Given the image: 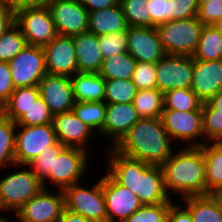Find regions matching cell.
Masks as SVG:
<instances>
[{
    "mask_svg": "<svg viewBox=\"0 0 222 222\" xmlns=\"http://www.w3.org/2000/svg\"><path fill=\"white\" fill-rule=\"evenodd\" d=\"M148 0H119L128 27H152Z\"/></svg>",
    "mask_w": 222,
    "mask_h": 222,
    "instance_id": "cell-35",
    "label": "cell"
},
{
    "mask_svg": "<svg viewBox=\"0 0 222 222\" xmlns=\"http://www.w3.org/2000/svg\"><path fill=\"white\" fill-rule=\"evenodd\" d=\"M203 26L195 16L162 23L156 26V34L166 54L193 56Z\"/></svg>",
    "mask_w": 222,
    "mask_h": 222,
    "instance_id": "cell-6",
    "label": "cell"
},
{
    "mask_svg": "<svg viewBox=\"0 0 222 222\" xmlns=\"http://www.w3.org/2000/svg\"><path fill=\"white\" fill-rule=\"evenodd\" d=\"M103 59L127 52V31H120L98 37Z\"/></svg>",
    "mask_w": 222,
    "mask_h": 222,
    "instance_id": "cell-40",
    "label": "cell"
},
{
    "mask_svg": "<svg viewBox=\"0 0 222 222\" xmlns=\"http://www.w3.org/2000/svg\"><path fill=\"white\" fill-rule=\"evenodd\" d=\"M79 3L88 11L103 10L119 3V0H78Z\"/></svg>",
    "mask_w": 222,
    "mask_h": 222,
    "instance_id": "cell-48",
    "label": "cell"
},
{
    "mask_svg": "<svg viewBox=\"0 0 222 222\" xmlns=\"http://www.w3.org/2000/svg\"><path fill=\"white\" fill-rule=\"evenodd\" d=\"M194 58L168 55L156 63V88L161 92L177 88H191Z\"/></svg>",
    "mask_w": 222,
    "mask_h": 222,
    "instance_id": "cell-13",
    "label": "cell"
},
{
    "mask_svg": "<svg viewBox=\"0 0 222 222\" xmlns=\"http://www.w3.org/2000/svg\"><path fill=\"white\" fill-rule=\"evenodd\" d=\"M127 39V52L137 62L156 64L166 55L158 40L156 27H128Z\"/></svg>",
    "mask_w": 222,
    "mask_h": 222,
    "instance_id": "cell-19",
    "label": "cell"
},
{
    "mask_svg": "<svg viewBox=\"0 0 222 222\" xmlns=\"http://www.w3.org/2000/svg\"><path fill=\"white\" fill-rule=\"evenodd\" d=\"M40 97L52 114L72 111L75 104L71 78L46 73L38 84Z\"/></svg>",
    "mask_w": 222,
    "mask_h": 222,
    "instance_id": "cell-16",
    "label": "cell"
},
{
    "mask_svg": "<svg viewBox=\"0 0 222 222\" xmlns=\"http://www.w3.org/2000/svg\"><path fill=\"white\" fill-rule=\"evenodd\" d=\"M137 91L132 79L106 80L104 102L106 104L133 103Z\"/></svg>",
    "mask_w": 222,
    "mask_h": 222,
    "instance_id": "cell-34",
    "label": "cell"
},
{
    "mask_svg": "<svg viewBox=\"0 0 222 222\" xmlns=\"http://www.w3.org/2000/svg\"><path fill=\"white\" fill-rule=\"evenodd\" d=\"M14 167H18L19 171L16 169L0 179V213L11 211L14 215L43 189L41 180L27 165L14 164Z\"/></svg>",
    "mask_w": 222,
    "mask_h": 222,
    "instance_id": "cell-5",
    "label": "cell"
},
{
    "mask_svg": "<svg viewBox=\"0 0 222 222\" xmlns=\"http://www.w3.org/2000/svg\"><path fill=\"white\" fill-rule=\"evenodd\" d=\"M14 89L9 63L0 62V108L9 100Z\"/></svg>",
    "mask_w": 222,
    "mask_h": 222,
    "instance_id": "cell-46",
    "label": "cell"
},
{
    "mask_svg": "<svg viewBox=\"0 0 222 222\" xmlns=\"http://www.w3.org/2000/svg\"><path fill=\"white\" fill-rule=\"evenodd\" d=\"M97 178L93 186L89 185L90 188L86 187V181L66 187L63 190L64 205L65 209L81 214L91 222H107L102 175Z\"/></svg>",
    "mask_w": 222,
    "mask_h": 222,
    "instance_id": "cell-7",
    "label": "cell"
},
{
    "mask_svg": "<svg viewBox=\"0 0 222 222\" xmlns=\"http://www.w3.org/2000/svg\"><path fill=\"white\" fill-rule=\"evenodd\" d=\"M15 24L20 28L28 45L43 47L57 36L47 6L33 4L24 6L15 13Z\"/></svg>",
    "mask_w": 222,
    "mask_h": 222,
    "instance_id": "cell-9",
    "label": "cell"
},
{
    "mask_svg": "<svg viewBox=\"0 0 222 222\" xmlns=\"http://www.w3.org/2000/svg\"><path fill=\"white\" fill-rule=\"evenodd\" d=\"M201 150L206 163V195L222 189V143L207 142Z\"/></svg>",
    "mask_w": 222,
    "mask_h": 222,
    "instance_id": "cell-26",
    "label": "cell"
},
{
    "mask_svg": "<svg viewBox=\"0 0 222 222\" xmlns=\"http://www.w3.org/2000/svg\"><path fill=\"white\" fill-rule=\"evenodd\" d=\"M193 58L201 61L222 59V35L214 25H204L202 27Z\"/></svg>",
    "mask_w": 222,
    "mask_h": 222,
    "instance_id": "cell-28",
    "label": "cell"
},
{
    "mask_svg": "<svg viewBox=\"0 0 222 222\" xmlns=\"http://www.w3.org/2000/svg\"><path fill=\"white\" fill-rule=\"evenodd\" d=\"M213 108V116H222V90L206 102Z\"/></svg>",
    "mask_w": 222,
    "mask_h": 222,
    "instance_id": "cell-51",
    "label": "cell"
},
{
    "mask_svg": "<svg viewBox=\"0 0 222 222\" xmlns=\"http://www.w3.org/2000/svg\"><path fill=\"white\" fill-rule=\"evenodd\" d=\"M15 23V14L6 8L0 7V37Z\"/></svg>",
    "mask_w": 222,
    "mask_h": 222,
    "instance_id": "cell-49",
    "label": "cell"
},
{
    "mask_svg": "<svg viewBox=\"0 0 222 222\" xmlns=\"http://www.w3.org/2000/svg\"><path fill=\"white\" fill-rule=\"evenodd\" d=\"M16 123L0 113V171L15 164Z\"/></svg>",
    "mask_w": 222,
    "mask_h": 222,
    "instance_id": "cell-33",
    "label": "cell"
},
{
    "mask_svg": "<svg viewBox=\"0 0 222 222\" xmlns=\"http://www.w3.org/2000/svg\"><path fill=\"white\" fill-rule=\"evenodd\" d=\"M167 222H194L190 211L179 200H175L167 214Z\"/></svg>",
    "mask_w": 222,
    "mask_h": 222,
    "instance_id": "cell-47",
    "label": "cell"
},
{
    "mask_svg": "<svg viewBox=\"0 0 222 222\" xmlns=\"http://www.w3.org/2000/svg\"><path fill=\"white\" fill-rule=\"evenodd\" d=\"M57 35L75 36L88 31L89 12L78 0H58L47 5Z\"/></svg>",
    "mask_w": 222,
    "mask_h": 222,
    "instance_id": "cell-15",
    "label": "cell"
},
{
    "mask_svg": "<svg viewBox=\"0 0 222 222\" xmlns=\"http://www.w3.org/2000/svg\"><path fill=\"white\" fill-rule=\"evenodd\" d=\"M58 143L52 123L36 126L16 125L14 158L16 165H27L41 152Z\"/></svg>",
    "mask_w": 222,
    "mask_h": 222,
    "instance_id": "cell-10",
    "label": "cell"
},
{
    "mask_svg": "<svg viewBox=\"0 0 222 222\" xmlns=\"http://www.w3.org/2000/svg\"><path fill=\"white\" fill-rule=\"evenodd\" d=\"M164 110L202 111L203 101L190 88H177L163 93Z\"/></svg>",
    "mask_w": 222,
    "mask_h": 222,
    "instance_id": "cell-32",
    "label": "cell"
},
{
    "mask_svg": "<svg viewBox=\"0 0 222 222\" xmlns=\"http://www.w3.org/2000/svg\"><path fill=\"white\" fill-rule=\"evenodd\" d=\"M27 45L20 28L14 23L0 37V62L9 63Z\"/></svg>",
    "mask_w": 222,
    "mask_h": 222,
    "instance_id": "cell-36",
    "label": "cell"
},
{
    "mask_svg": "<svg viewBox=\"0 0 222 222\" xmlns=\"http://www.w3.org/2000/svg\"><path fill=\"white\" fill-rule=\"evenodd\" d=\"M181 200L179 201L190 211L194 222H222V207L213 194L190 196Z\"/></svg>",
    "mask_w": 222,
    "mask_h": 222,
    "instance_id": "cell-25",
    "label": "cell"
},
{
    "mask_svg": "<svg viewBox=\"0 0 222 222\" xmlns=\"http://www.w3.org/2000/svg\"><path fill=\"white\" fill-rule=\"evenodd\" d=\"M132 81L138 90L156 88V64L137 62Z\"/></svg>",
    "mask_w": 222,
    "mask_h": 222,
    "instance_id": "cell-41",
    "label": "cell"
},
{
    "mask_svg": "<svg viewBox=\"0 0 222 222\" xmlns=\"http://www.w3.org/2000/svg\"><path fill=\"white\" fill-rule=\"evenodd\" d=\"M105 171L120 185L137 195L143 205L173 203L166 191L163 171L159 165H150L118 153L113 147L106 148ZM106 162V163H105ZM108 162V163H107ZM108 167V168H107Z\"/></svg>",
    "mask_w": 222,
    "mask_h": 222,
    "instance_id": "cell-1",
    "label": "cell"
},
{
    "mask_svg": "<svg viewBox=\"0 0 222 222\" xmlns=\"http://www.w3.org/2000/svg\"><path fill=\"white\" fill-rule=\"evenodd\" d=\"M107 222H124L143 204L135 193L118 184L106 171L102 176Z\"/></svg>",
    "mask_w": 222,
    "mask_h": 222,
    "instance_id": "cell-14",
    "label": "cell"
},
{
    "mask_svg": "<svg viewBox=\"0 0 222 222\" xmlns=\"http://www.w3.org/2000/svg\"><path fill=\"white\" fill-rule=\"evenodd\" d=\"M202 124L206 143L222 141V116H213V108L206 102L202 105Z\"/></svg>",
    "mask_w": 222,
    "mask_h": 222,
    "instance_id": "cell-39",
    "label": "cell"
},
{
    "mask_svg": "<svg viewBox=\"0 0 222 222\" xmlns=\"http://www.w3.org/2000/svg\"><path fill=\"white\" fill-rule=\"evenodd\" d=\"M161 119L170 139L178 147H200L206 143L202 111L163 110Z\"/></svg>",
    "mask_w": 222,
    "mask_h": 222,
    "instance_id": "cell-8",
    "label": "cell"
},
{
    "mask_svg": "<svg viewBox=\"0 0 222 222\" xmlns=\"http://www.w3.org/2000/svg\"><path fill=\"white\" fill-rule=\"evenodd\" d=\"M214 27L220 32L222 35V19L214 24Z\"/></svg>",
    "mask_w": 222,
    "mask_h": 222,
    "instance_id": "cell-55",
    "label": "cell"
},
{
    "mask_svg": "<svg viewBox=\"0 0 222 222\" xmlns=\"http://www.w3.org/2000/svg\"><path fill=\"white\" fill-rule=\"evenodd\" d=\"M210 1H214V0H198V4H205V3H208Z\"/></svg>",
    "mask_w": 222,
    "mask_h": 222,
    "instance_id": "cell-56",
    "label": "cell"
},
{
    "mask_svg": "<svg viewBox=\"0 0 222 222\" xmlns=\"http://www.w3.org/2000/svg\"><path fill=\"white\" fill-rule=\"evenodd\" d=\"M137 61L128 53H121L107 57L103 60L99 74L105 80L132 79Z\"/></svg>",
    "mask_w": 222,
    "mask_h": 222,
    "instance_id": "cell-29",
    "label": "cell"
},
{
    "mask_svg": "<svg viewBox=\"0 0 222 222\" xmlns=\"http://www.w3.org/2000/svg\"><path fill=\"white\" fill-rule=\"evenodd\" d=\"M53 114L45 101L39 97L15 122L18 126H36L52 123Z\"/></svg>",
    "mask_w": 222,
    "mask_h": 222,
    "instance_id": "cell-37",
    "label": "cell"
},
{
    "mask_svg": "<svg viewBox=\"0 0 222 222\" xmlns=\"http://www.w3.org/2000/svg\"><path fill=\"white\" fill-rule=\"evenodd\" d=\"M77 71L79 73H99L103 57L99 47L98 36L86 31L73 36Z\"/></svg>",
    "mask_w": 222,
    "mask_h": 222,
    "instance_id": "cell-22",
    "label": "cell"
},
{
    "mask_svg": "<svg viewBox=\"0 0 222 222\" xmlns=\"http://www.w3.org/2000/svg\"><path fill=\"white\" fill-rule=\"evenodd\" d=\"M161 168L172 200L206 195V163L201 147H177Z\"/></svg>",
    "mask_w": 222,
    "mask_h": 222,
    "instance_id": "cell-2",
    "label": "cell"
},
{
    "mask_svg": "<svg viewBox=\"0 0 222 222\" xmlns=\"http://www.w3.org/2000/svg\"><path fill=\"white\" fill-rule=\"evenodd\" d=\"M172 203L143 205L132 213L124 222H167L169 206Z\"/></svg>",
    "mask_w": 222,
    "mask_h": 222,
    "instance_id": "cell-38",
    "label": "cell"
},
{
    "mask_svg": "<svg viewBox=\"0 0 222 222\" xmlns=\"http://www.w3.org/2000/svg\"><path fill=\"white\" fill-rule=\"evenodd\" d=\"M14 88L38 86L47 73L45 55L40 46H25L10 62Z\"/></svg>",
    "mask_w": 222,
    "mask_h": 222,
    "instance_id": "cell-12",
    "label": "cell"
},
{
    "mask_svg": "<svg viewBox=\"0 0 222 222\" xmlns=\"http://www.w3.org/2000/svg\"><path fill=\"white\" fill-rule=\"evenodd\" d=\"M128 25L120 4L89 12L88 31L99 36L127 31Z\"/></svg>",
    "mask_w": 222,
    "mask_h": 222,
    "instance_id": "cell-23",
    "label": "cell"
},
{
    "mask_svg": "<svg viewBox=\"0 0 222 222\" xmlns=\"http://www.w3.org/2000/svg\"><path fill=\"white\" fill-rule=\"evenodd\" d=\"M55 1H58V0H30V4L47 6L50 3L55 2Z\"/></svg>",
    "mask_w": 222,
    "mask_h": 222,
    "instance_id": "cell-53",
    "label": "cell"
},
{
    "mask_svg": "<svg viewBox=\"0 0 222 222\" xmlns=\"http://www.w3.org/2000/svg\"><path fill=\"white\" fill-rule=\"evenodd\" d=\"M89 153L81 148L66 147L59 142L54 145L52 170H49V173L41 180L43 188L63 191L66 187L90 178L84 177L87 175L86 172L92 170L88 169L92 163Z\"/></svg>",
    "mask_w": 222,
    "mask_h": 222,
    "instance_id": "cell-4",
    "label": "cell"
},
{
    "mask_svg": "<svg viewBox=\"0 0 222 222\" xmlns=\"http://www.w3.org/2000/svg\"><path fill=\"white\" fill-rule=\"evenodd\" d=\"M197 18L203 25H214L222 19V0L199 4Z\"/></svg>",
    "mask_w": 222,
    "mask_h": 222,
    "instance_id": "cell-43",
    "label": "cell"
},
{
    "mask_svg": "<svg viewBox=\"0 0 222 222\" xmlns=\"http://www.w3.org/2000/svg\"><path fill=\"white\" fill-rule=\"evenodd\" d=\"M28 4L29 0H0V7L11 10L14 14Z\"/></svg>",
    "mask_w": 222,
    "mask_h": 222,
    "instance_id": "cell-50",
    "label": "cell"
},
{
    "mask_svg": "<svg viewBox=\"0 0 222 222\" xmlns=\"http://www.w3.org/2000/svg\"><path fill=\"white\" fill-rule=\"evenodd\" d=\"M39 97L38 86L15 88L9 100L2 106L1 112L16 122Z\"/></svg>",
    "mask_w": 222,
    "mask_h": 222,
    "instance_id": "cell-27",
    "label": "cell"
},
{
    "mask_svg": "<svg viewBox=\"0 0 222 222\" xmlns=\"http://www.w3.org/2000/svg\"><path fill=\"white\" fill-rule=\"evenodd\" d=\"M42 48L48 74L71 77L78 73L73 36L57 35Z\"/></svg>",
    "mask_w": 222,
    "mask_h": 222,
    "instance_id": "cell-18",
    "label": "cell"
},
{
    "mask_svg": "<svg viewBox=\"0 0 222 222\" xmlns=\"http://www.w3.org/2000/svg\"><path fill=\"white\" fill-rule=\"evenodd\" d=\"M52 124L59 143L66 147H77L88 152L89 143L97 140L93 130L82 122L73 111L53 114ZM94 135V136H93ZM88 147V148H87Z\"/></svg>",
    "mask_w": 222,
    "mask_h": 222,
    "instance_id": "cell-17",
    "label": "cell"
},
{
    "mask_svg": "<svg viewBox=\"0 0 222 222\" xmlns=\"http://www.w3.org/2000/svg\"><path fill=\"white\" fill-rule=\"evenodd\" d=\"M76 102L104 101L106 80L99 73H76L71 76Z\"/></svg>",
    "mask_w": 222,
    "mask_h": 222,
    "instance_id": "cell-24",
    "label": "cell"
},
{
    "mask_svg": "<svg viewBox=\"0 0 222 222\" xmlns=\"http://www.w3.org/2000/svg\"><path fill=\"white\" fill-rule=\"evenodd\" d=\"M65 208L62 190L42 189L14 213L18 222H57Z\"/></svg>",
    "mask_w": 222,
    "mask_h": 222,
    "instance_id": "cell-11",
    "label": "cell"
},
{
    "mask_svg": "<svg viewBox=\"0 0 222 222\" xmlns=\"http://www.w3.org/2000/svg\"><path fill=\"white\" fill-rule=\"evenodd\" d=\"M147 6L152 27L169 22V0H148Z\"/></svg>",
    "mask_w": 222,
    "mask_h": 222,
    "instance_id": "cell-45",
    "label": "cell"
},
{
    "mask_svg": "<svg viewBox=\"0 0 222 222\" xmlns=\"http://www.w3.org/2000/svg\"><path fill=\"white\" fill-rule=\"evenodd\" d=\"M52 163L53 146H50L28 163L27 166L40 180H42L49 173V170H52Z\"/></svg>",
    "mask_w": 222,
    "mask_h": 222,
    "instance_id": "cell-44",
    "label": "cell"
},
{
    "mask_svg": "<svg viewBox=\"0 0 222 222\" xmlns=\"http://www.w3.org/2000/svg\"><path fill=\"white\" fill-rule=\"evenodd\" d=\"M139 119L133 103L106 104L103 138L111 143L106 147H114Z\"/></svg>",
    "mask_w": 222,
    "mask_h": 222,
    "instance_id": "cell-20",
    "label": "cell"
},
{
    "mask_svg": "<svg viewBox=\"0 0 222 222\" xmlns=\"http://www.w3.org/2000/svg\"><path fill=\"white\" fill-rule=\"evenodd\" d=\"M203 102L222 90V59L201 61L194 59L190 88Z\"/></svg>",
    "mask_w": 222,
    "mask_h": 222,
    "instance_id": "cell-21",
    "label": "cell"
},
{
    "mask_svg": "<svg viewBox=\"0 0 222 222\" xmlns=\"http://www.w3.org/2000/svg\"><path fill=\"white\" fill-rule=\"evenodd\" d=\"M176 147L159 117L140 118L113 148L124 156L161 166Z\"/></svg>",
    "mask_w": 222,
    "mask_h": 222,
    "instance_id": "cell-3",
    "label": "cell"
},
{
    "mask_svg": "<svg viewBox=\"0 0 222 222\" xmlns=\"http://www.w3.org/2000/svg\"><path fill=\"white\" fill-rule=\"evenodd\" d=\"M198 0H169V21L197 16Z\"/></svg>",
    "mask_w": 222,
    "mask_h": 222,
    "instance_id": "cell-42",
    "label": "cell"
},
{
    "mask_svg": "<svg viewBox=\"0 0 222 222\" xmlns=\"http://www.w3.org/2000/svg\"><path fill=\"white\" fill-rule=\"evenodd\" d=\"M57 222H91L81 214L71 212L64 208L61 218Z\"/></svg>",
    "mask_w": 222,
    "mask_h": 222,
    "instance_id": "cell-52",
    "label": "cell"
},
{
    "mask_svg": "<svg viewBox=\"0 0 222 222\" xmlns=\"http://www.w3.org/2000/svg\"><path fill=\"white\" fill-rule=\"evenodd\" d=\"M73 113L86 125L95 135L103 137V124L106 116V103L98 102H75L72 108Z\"/></svg>",
    "mask_w": 222,
    "mask_h": 222,
    "instance_id": "cell-30",
    "label": "cell"
},
{
    "mask_svg": "<svg viewBox=\"0 0 222 222\" xmlns=\"http://www.w3.org/2000/svg\"><path fill=\"white\" fill-rule=\"evenodd\" d=\"M133 105L140 118H159L164 110L163 92L157 88L138 90Z\"/></svg>",
    "mask_w": 222,
    "mask_h": 222,
    "instance_id": "cell-31",
    "label": "cell"
},
{
    "mask_svg": "<svg viewBox=\"0 0 222 222\" xmlns=\"http://www.w3.org/2000/svg\"><path fill=\"white\" fill-rule=\"evenodd\" d=\"M213 195L219 201V203H220V205L222 207V189L216 191Z\"/></svg>",
    "mask_w": 222,
    "mask_h": 222,
    "instance_id": "cell-54",
    "label": "cell"
}]
</instances>
